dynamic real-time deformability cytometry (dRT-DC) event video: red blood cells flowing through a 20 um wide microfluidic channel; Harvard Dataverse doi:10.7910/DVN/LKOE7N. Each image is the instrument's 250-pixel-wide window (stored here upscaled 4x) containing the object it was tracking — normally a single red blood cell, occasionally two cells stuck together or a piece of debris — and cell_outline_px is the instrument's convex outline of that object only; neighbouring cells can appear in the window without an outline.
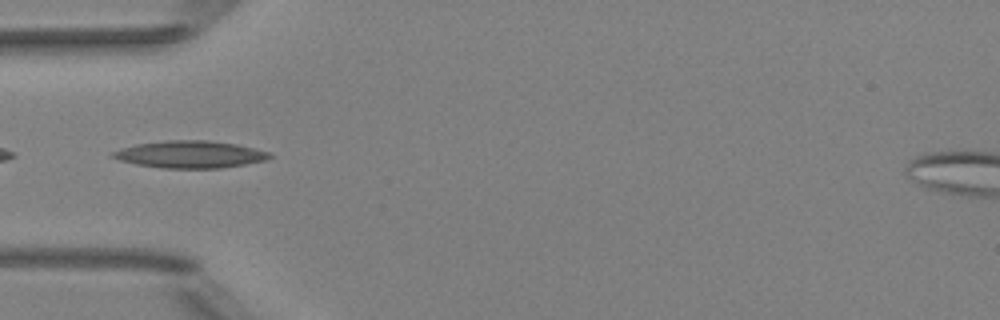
{"species": "Egyptian fruit bat (a non-hibernating species)", "species_latin": "Rousettus aegyptiacus", "temperature_condition": "room temperature", "stored_images_in_passage": 39, "camera_frame_rate_fps": 3000, "um_per_image_px": 0.085, "animal": {"sex": "female"}, "frame": {"image": 1, "passage_image": 5, "time_ms": 1.333, "image_size_px": [1000, 320], "cell_outline_px": [[272, 156], [264, 160], [244, 164], [220, 168], [164, 168], [136, 164], [120, 160], [108, 156], [108, 152], [120, 148], [136, 144], [168, 140], [208, 140], [236, 144], [272, 152]], "centroid_in_image_um": [16.1, 13.11], "position_along_channel_um": 68.9, "area_um2": 24.91}}
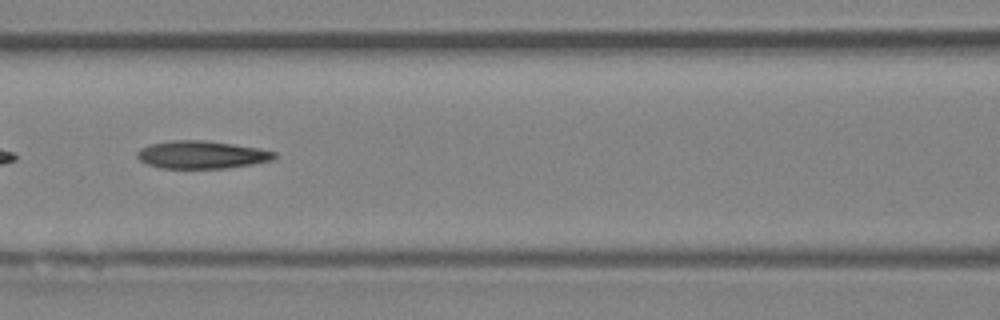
{"frame": {"image": 2, "passage_image": 11, "time_ms": 3.333, "image_size_px": [1000, 320], "cell_outline_px": [[276, 156], [272, 160], [252, 164], [228, 168], [160, 168], [148, 164], [140, 160], [136, 156], [136, 152], [140, 148], [148, 144], [168, 140], [200, 140], [232, 144], [260, 148], [276, 152]], "centroid_in_image_um": [17.11, 13.15], "position_along_channel_um": 149.5, "area_um2": 22.25}}
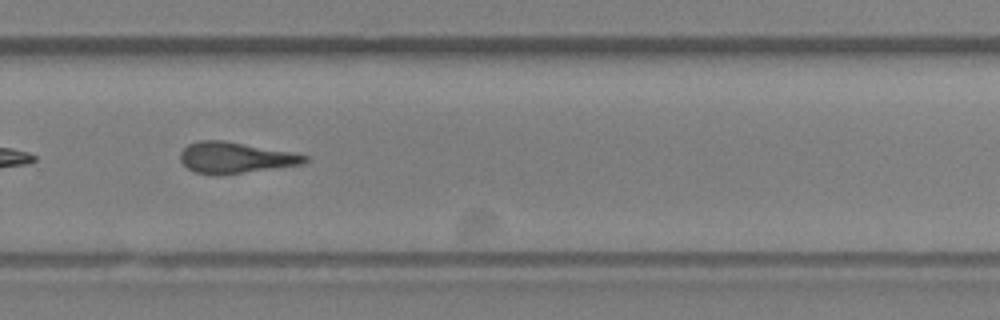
{"frame": {"image": 3, "passage_image": 23, "time_ms": 7.333, "image_size_px": [1000, 320], "cell_outline_px": [[308, 160], [304, 164], [216, 176], [196, 172], [188, 168], [180, 160], [180, 152], [188, 144], [200, 140], [224, 140], [292, 152], [308, 156]], "centroid_in_image_um": [19.99, 13.4], "position_along_channel_um": 309.8, "area_um2": 22.54}, "authors_computed_cell_mechanics": {"area_um2": 22.7154, "velocity_mm_per_s": 4.024, "shape_relaxation_time_tau1_ms": null, "shape_relaxation_time_tau2_ms": 5.9467, "deformation_change_tau1": null, "deformation_change_tau2": 0.2108}}